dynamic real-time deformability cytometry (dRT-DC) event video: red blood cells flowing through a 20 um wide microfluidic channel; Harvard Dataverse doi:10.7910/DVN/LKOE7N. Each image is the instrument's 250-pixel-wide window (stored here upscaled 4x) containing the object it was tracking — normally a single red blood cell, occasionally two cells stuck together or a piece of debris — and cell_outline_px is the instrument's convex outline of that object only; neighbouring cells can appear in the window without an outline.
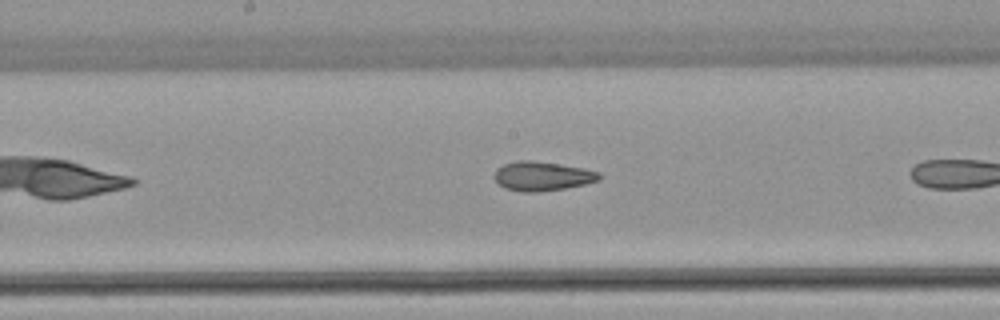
{"species": "common noctule bat (a hibernating species)", "species_latin": "Nyctalus noctula", "temperature_condition": "warm", "stored_images_in_passage": 16, "camera_frame_rate_fps": 3000, "um_per_image_px": 0.085, "animal": {"sex": "female", "body_mass_g": 22.7, "forearm_length_mm": 54.2}, "frame": {"image": 1, "passage_image": 12, "time_ms": 3.667, "image_size_px": [1000, 320], "cell_outline_px": [[600, 180], [584, 184], [564, 188], [536, 192], [520, 192], [504, 188], [492, 176], [496, 168], [504, 164], [520, 160], [532, 160], [560, 164], [584, 168], [600, 172]], "centroid_in_image_um": [46.06, 14.97], "position_along_channel_um": 202.1, "area_um2": 17.92}}